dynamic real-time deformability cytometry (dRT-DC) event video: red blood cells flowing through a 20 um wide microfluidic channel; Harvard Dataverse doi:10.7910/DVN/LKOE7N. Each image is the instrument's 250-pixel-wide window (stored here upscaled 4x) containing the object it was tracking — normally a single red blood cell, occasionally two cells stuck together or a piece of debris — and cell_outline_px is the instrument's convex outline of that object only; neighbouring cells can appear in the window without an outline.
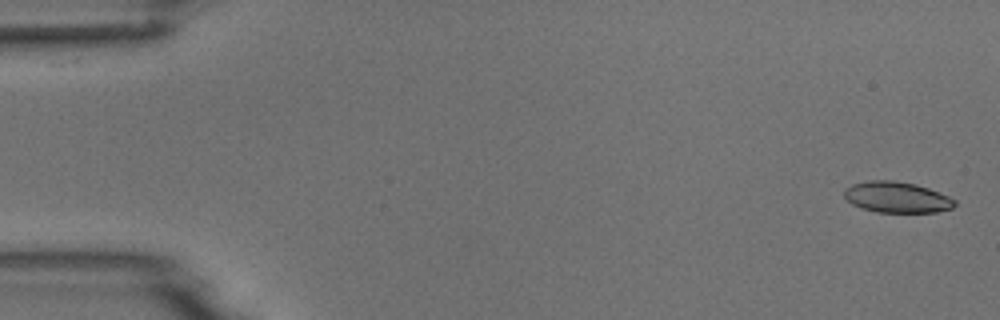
{"species": "common noctule bat (a hibernating species)", "species_latin": "Nyctalus noctula", "temperature_condition": "room temperature", "stored_images_in_passage": 5, "camera_frame_rate_fps": 3000, "um_per_image_px": 0.085, "animal": {"sex": "male", "body_mass_g": 18.8}, "frame": {"image": 1, "passage_image": 1, "time_ms": 0.0, "image_size_px": [1000, 320], "cell_outline_px": [[956, 204], [952, 208], [936, 212], [876, 212], [852, 204], [844, 196], [844, 188], [852, 184], [868, 180], [892, 180], [916, 184], [928, 188], [948, 196], [956, 200]], "centroid_in_image_um": [76.22, 16.75], "position_along_channel_um": 8.8, "area_um2": 19.88}}
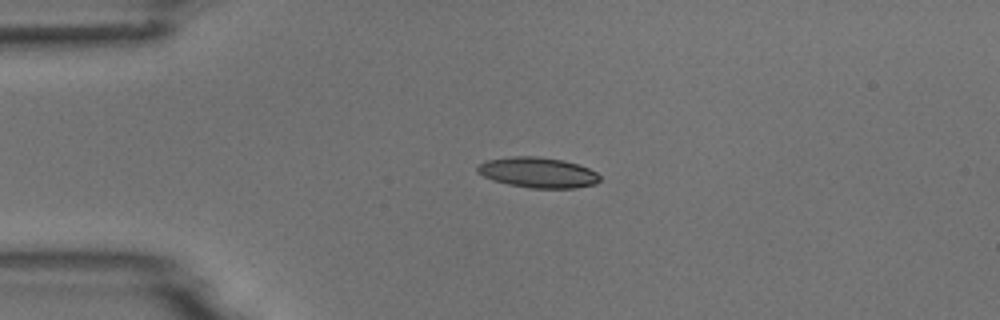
{"frame": {"image": 2, "passage_image": 4, "time_ms": 3.667, "image_size_px": [1000, 320], "cell_outline_px": [[600, 180], [596, 184], [576, 188], [532, 188], [508, 184], [492, 180], [476, 172], [476, 168], [484, 160], [512, 156], [536, 156], [564, 160], [588, 168], [596, 172], [600, 176]], "centroid_in_image_um": [45.7, 14.66], "position_along_channel_um": 39.3, "area_um2": 21.79}}